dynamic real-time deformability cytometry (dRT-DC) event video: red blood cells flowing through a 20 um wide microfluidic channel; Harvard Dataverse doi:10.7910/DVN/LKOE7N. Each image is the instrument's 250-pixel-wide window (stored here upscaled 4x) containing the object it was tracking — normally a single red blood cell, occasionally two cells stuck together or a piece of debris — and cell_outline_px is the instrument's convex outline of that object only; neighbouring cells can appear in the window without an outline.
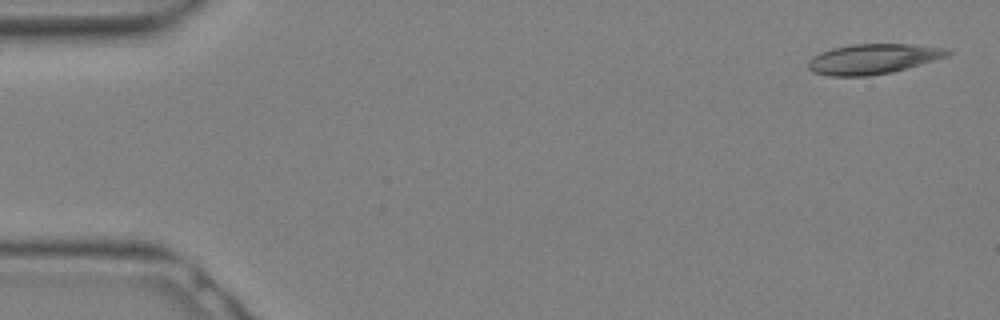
{"species": "Egyptian fruit bat (a non-hibernating species)", "species_latin": "Rousettus aegyptiacus", "temperature_condition": "warm", "stored_images_in_passage": 8, "camera_frame_rate_fps": 3000, "um_per_image_px": 0.085, "animal": {"sex": "female"}, "frame": {"image": 1, "passage_image": 1, "time_ms": 0.0, "image_size_px": [1000, 320], "cell_outline_px": [[952, 52], [948, 56], [892, 72], [868, 76], [832, 76], [812, 72], [808, 68], [808, 60], [812, 56], [820, 52], [832, 48], [852, 44], [908, 44], [948, 48]], "centroid_in_image_um": [74.18, 5.0], "position_along_channel_um": 10.8, "area_um2": 24.45}}